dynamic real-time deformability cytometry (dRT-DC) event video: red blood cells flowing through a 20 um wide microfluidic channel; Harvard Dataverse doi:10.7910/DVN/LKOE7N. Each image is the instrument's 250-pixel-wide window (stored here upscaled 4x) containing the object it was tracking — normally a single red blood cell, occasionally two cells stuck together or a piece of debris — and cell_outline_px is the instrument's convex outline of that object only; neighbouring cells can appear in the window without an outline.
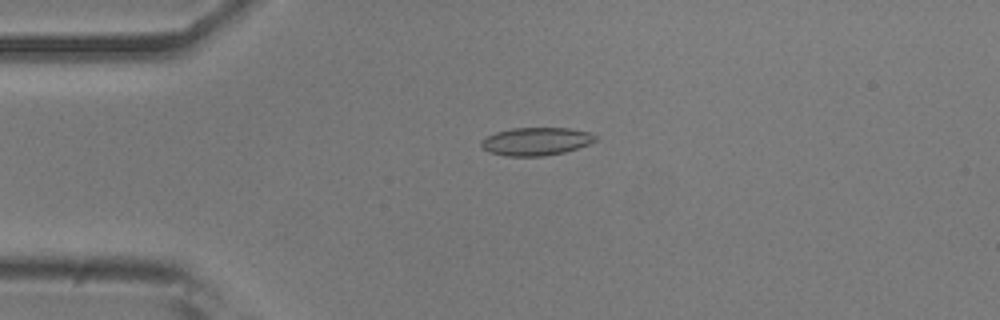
{"species": "common noctule bat (a hibernating species)", "species_latin": "Nyctalus noctula", "temperature_condition": "room temperature", "stored_images_in_passage": 54, "camera_frame_rate_fps": 3000, "um_per_image_px": 0.085, "animal": {"sex": "male", "body_mass_g": 20.5, "forearm_length_mm": 52.5}, "frame": {"image": 1, "passage_image": 13, "time_ms": 4.0, "image_size_px": [1000, 320], "cell_outline_px": [[596, 140], [588, 144], [564, 152], [544, 156], [504, 156], [488, 152], [480, 144], [488, 136], [496, 132], [512, 128], [568, 128], [588, 132], [596, 136]], "centroid_in_image_um": [45.55, 12.02], "position_along_channel_um": 39.4, "area_um2": 18.38}}
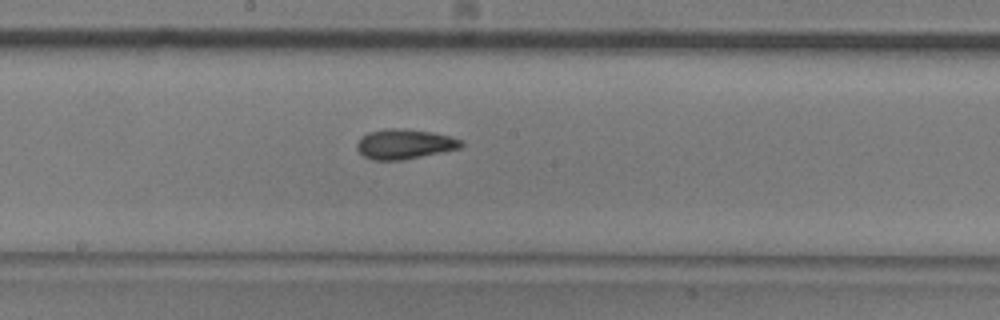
{"frame": {"image": 2, "passage_image": 29, "time_ms": 9.333, "image_size_px": [1000, 320], "cell_outline_px": [[464, 144], [460, 148], [404, 160], [372, 160], [364, 156], [356, 148], [356, 144], [368, 132], [384, 128], [400, 128], [432, 132], [464, 140]], "centroid_in_image_um": [34.39, 12.24], "position_along_channel_um": 213.8, "area_um2": 18.15}}
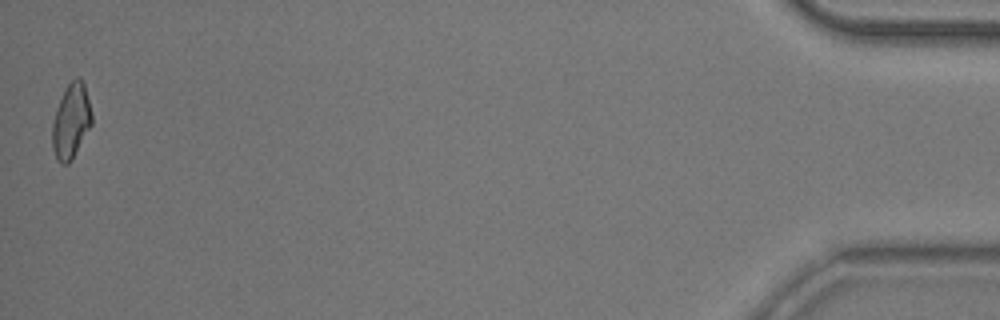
{"frame": {"image": 3, "passage_image": 54, "time_ms": 17.667, "image_size_px": [1000, 320], "cell_outline_px": [[92, 124], [72, 160], [68, 164], [60, 164], [56, 160], [52, 148], [52, 124], [56, 108], [68, 84], [76, 76], [84, 84], [92, 112]], "centroid_in_image_um": [6.04, 10.35], "position_along_channel_um": 429.2, "area_um2": 17.22}, "authors_computed_cell_mechanics": {"area_um2": 17.7735, "velocity_mm_per_s": 3.7337, "shape_relaxation_time_tau1_ms": 8.3113, "shape_relaxation_time_tau2_ms": 2.8488, "deformation_change_tau1": 0.1907, "deformation_change_tau2": 0.0982}}